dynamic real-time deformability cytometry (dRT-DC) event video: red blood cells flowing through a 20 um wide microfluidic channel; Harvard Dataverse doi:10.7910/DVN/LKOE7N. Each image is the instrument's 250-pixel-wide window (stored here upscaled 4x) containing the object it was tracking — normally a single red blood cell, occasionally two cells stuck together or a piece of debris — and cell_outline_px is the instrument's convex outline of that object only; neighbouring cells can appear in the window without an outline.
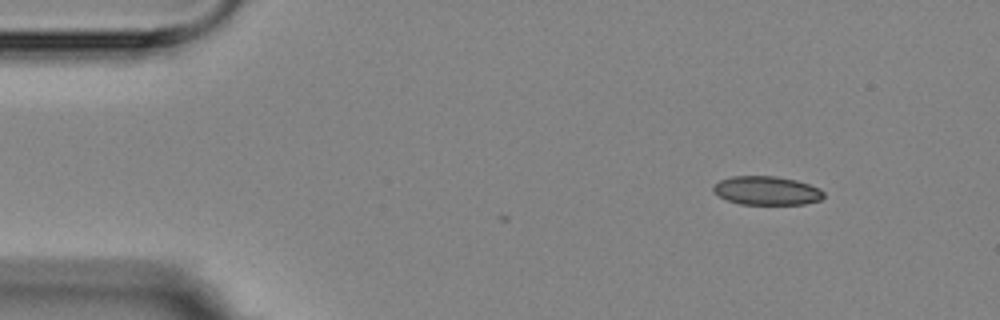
{"species": "Egyptian fruit bat (a non-hibernating species)", "species_latin": "Rousettus aegyptiacus", "temperature_condition": "room temperature", "stored_images_in_passage": 3, "camera_frame_rate_fps": 3000, "um_per_image_px": 0.085, "animal": {"sex": "female"}, "frame": {"image": 1, "passage_image": 1, "time_ms": 0.0, "image_size_px": [1000, 320], "cell_outline_px": [[824, 196], [820, 200], [804, 204], [740, 204], [728, 200], [720, 196], [712, 188], [720, 180], [732, 176], [776, 176], [796, 180], [808, 184], [824, 192]], "centroid_in_image_um": [65.18, 16.2], "position_along_channel_um": 19.8, "area_um2": 18.21}}